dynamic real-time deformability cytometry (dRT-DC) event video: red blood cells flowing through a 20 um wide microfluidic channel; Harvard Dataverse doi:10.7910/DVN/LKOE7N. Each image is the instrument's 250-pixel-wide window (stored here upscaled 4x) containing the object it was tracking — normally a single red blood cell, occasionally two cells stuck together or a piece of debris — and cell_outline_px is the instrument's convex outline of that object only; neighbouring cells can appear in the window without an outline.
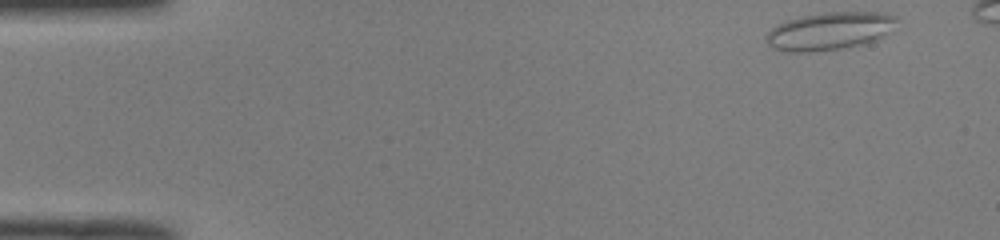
{"species": "common noctule bat (a hibernating species)", "species_latin": "Nyctalus noctula", "temperature_condition": "room temperature", "stored_images_in_passage": 44, "camera_frame_rate_fps": 3000, "um_per_image_px": 0.085, "animal": {"sex": "male", "body_mass_g": 19.0, "forearm_length_mm": 50.8}, "frame": {"image": 1, "passage_image": 1, "time_ms": 0.0, "image_size_px": [1000, 240], "cell_outline_px": [[896, 20], [876, 40], [868, 44], [812, 52], [784, 52], [772, 48], [764, 40], [764, 36], [772, 28], [788, 20], [804, 16], [828, 12], [884, 12], [896, 16]], "centroid_in_image_um": [70.44, 2.66], "position_along_channel_um": 14.6, "area_um2": 28.38}}
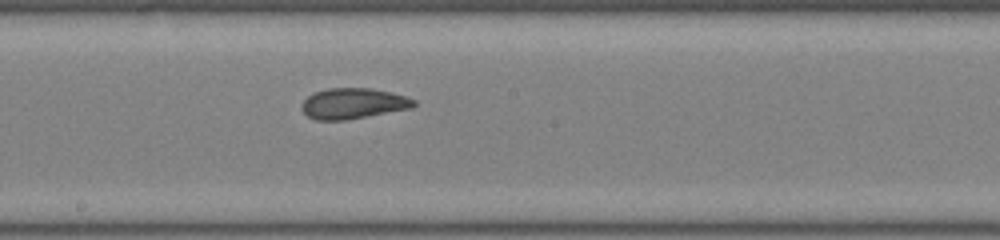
{"frame": {"image": 2, "passage_image": 25, "time_ms": 8.0, "image_size_px": [1000, 240], "cell_outline_px": [[416, 104], [412, 108], [344, 120], [316, 120], [308, 116], [300, 108], [304, 100], [308, 96], [316, 92], [328, 88], [372, 88], [392, 92], [416, 100]], "centroid_in_image_um": [30.02, 8.79], "position_along_channel_um": 218.2, "area_um2": 19.94}}
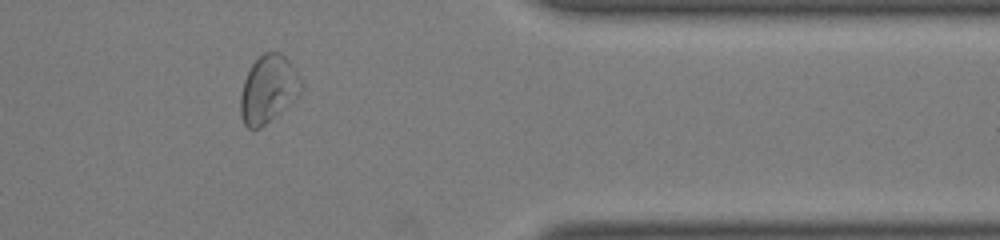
{"frame": {"image": 3, "passage_image": 39, "time_ms": 12.667, "image_size_px": [1000, 240], "cell_outline_px": [[300, 96], [260, 128], [248, 128], [244, 124], [240, 112], [240, 96], [244, 80], [252, 64], [264, 52], [280, 52], [296, 68], [300, 80]], "centroid_in_image_um": [22.8, 7.58], "position_along_channel_um": 388.6, "area_um2": 23.7}}